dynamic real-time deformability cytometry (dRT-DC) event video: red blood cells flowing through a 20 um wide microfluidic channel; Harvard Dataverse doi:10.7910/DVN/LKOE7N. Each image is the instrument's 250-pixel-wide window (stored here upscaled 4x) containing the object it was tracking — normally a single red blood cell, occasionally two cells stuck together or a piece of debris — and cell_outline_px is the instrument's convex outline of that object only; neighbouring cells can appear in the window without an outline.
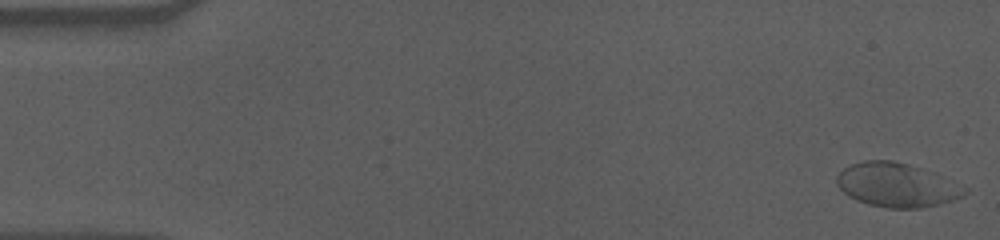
{"species": "human", "species_latin": "Homo sapiens", "temperature_condition": "cold", "stored_images_in_passage": 57, "camera_frame_rate_fps": 3000, "um_per_image_px": 0.085, "donor": {"sex": "male"}, "frame": {"image": 1, "passage_image": 1, "time_ms": 0.0, "image_size_px": [1000, 240], "cell_outline_px": [[968, 192], [964, 196], [940, 204], [920, 208], [888, 208], [868, 204], [856, 200], [848, 196], [836, 184], [836, 176], [844, 168], [852, 164], [864, 160], [892, 160], [908, 164], [932, 172], [968, 188]], "centroid_in_image_um": [76.22, 15.73], "position_along_channel_um": 8.8, "area_um2": 32.71}}
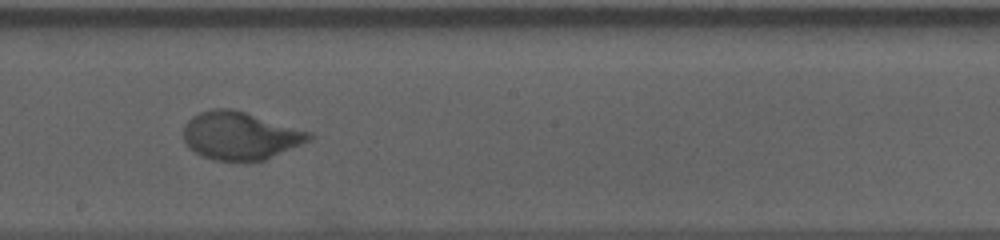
{"frame": {"image": 2, "passage_image": 32, "time_ms": 10.333, "image_size_px": [1000, 240], "cell_outline_px": [[316, 136], [312, 140], [264, 160], [216, 160], [200, 156], [188, 148], [184, 140], [184, 124], [192, 116], [200, 112], [212, 108], [232, 108], [312, 132]], "centroid_in_image_um": [20.42, 11.52], "position_along_channel_um": 227.8, "area_um2": 35.2}}
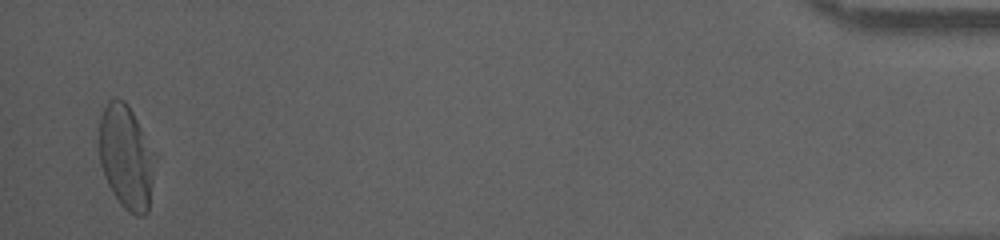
{"frame": {"image": 3, "passage_image": 56, "time_ms": 18.333, "image_size_px": [1000, 240], "cell_outline_px": [[156, 152], [148, 212], [144, 216], [136, 216], [124, 208], [120, 204], [112, 192], [104, 176], [100, 164], [100, 116], [104, 108], [112, 100], [124, 100], [128, 104]], "centroid_in_image_um": [10.75, 13.38], "position_along_channel_um": 424.4, "area_um2": 33.76}, "authors_computed_cell_mechanics": {"area_um2": 33.4084, "velocity_mm_per_s": 3.5153, "shape_relaxation_time_tau1_ms": 3.9721, "shape_relaxation_time_tau2_ms": null, "deformation_change_tau1": 0.1943, "deformation_change_tau2": null}}